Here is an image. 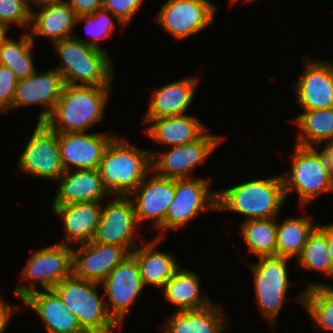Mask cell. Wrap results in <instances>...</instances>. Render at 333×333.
<instances>
[{"label":"cell","mask_w":333,"mask_h":333,"mask_svg":"<svg viewBox=\"0 0 333 333\" xmlns=\"http://www.w3.org/2000/svg\"><path fill=\"white\" fill-rule=\"evenodd\" d=\"M222 309L213 302L198 310L173 311L161 329L164 333H225L230 321Z\"/></svg>","instance_id":"obj_27"},{"label":"cell","mask_w":333,"mask_h":333,"mask_svg":"<svg viewBox=\"0 0 333 333\" xmlns=\"http://www.w3.org/2000/svg\"><path fill=\"white\" fill-rule=\"evenodd\" d=\"M318 226L326 233L327 235V242H328V250L329 256L333 266V222L319 224Z\"/></svg>","instance_id":"obj_42"},{"label":"cell","mask_w":333,"mask_h":333,"mask_svg":"<svg viewBox=\"0 0 333 333\" xmlns=\"http://www.w3.org/2000/svg\"><path fill=\"white\" fill-rule=\"evenodd\" d=\"M278 218L241 222L240 232L247 249L253 256H276Z\"/></svg>","instance_id":"obj_33"},{"label":"cell","mask_w":333,"mask_h":333,"mask_svg":"<svg viewBox=\"0 0 333 333\" xmlns=\"http://www.w3.org/2000/svg\"><path fill=\"white\" fill-rule=\"evenodd\" d=\"M57 183V193L51 206L104 201L111 196L103 186L98 169L67 170Z\"/></svg>","instance_id":"obj_24"},{"label":"cell","mask_w":333,"mask_h":333,"mask_svg":"<svg viewBox=\"0 0 333 333\" xmlns=\"http://www.w3.org/2000/svg\"><path fill=\"white\" fill-rule=\"evenodd\" d=\"M18 78L14 72L3 65H0V113L7 114L12 110L15 89Z\"/></svg>","instance_id":"obj_38"},{"label":"cell","mask_w":333,"mask_h":333,"mask_svg":"<svg viewBox=\"0 0 333 333\" xmlns=\"http://www.w3.org/2000/svg\"><path fill=\"white\" fill-rule=\"evenodd\" d=\"M83 22H85V32L87 33V36L89 35L88 39H84L82 36L79 38L76 34H74L73 37L90 47L104 52H107V50L104 49L105 47H102L99 42L109 37L112 38L114 30L117 29L114 23H118L121 28L120 30L122 31L126 27L117 17L103 8L92 14H82L77 16L75 24L78 25Z\"/></svg>","instance_id":"obj_35"},{"label":"cell","mask_w":333,"mask_h":333,"mask_svg":"<svg viewBox=\"0 0 333 333\" xmlns=\"http://www.w3.org/2000/svg\"><path fill=\"white\" fill-rule=\"evenodd\" d=\"M77 16L92 14L102 8L103 0H66Z\"/></svg>","instance_id":"obj_40"},{"label":"cell","mask_w":333,"mask_h":333,"mask_svg":"<svg viewBox=\"0 0 333 333\" xmlns=\"http://www.w3.org/2000/svg\"><path fill=\"white\" fill-rule=\"evenodd\" d=\"M59 56L57 69L71 85L111 87L115 81L113 62L109 52L90 47L74 37L54 42Z\"/></svg>","instance_id":"obj_4"},{"label":"cell","mask_w":333,"mask_h":333,"mask_svg":"<svg viewBox=\"0 0 333 333\" xmlns=\"http://www.w3.org/2000/svg\"><path fill=\"white\" fill-rule=\"evenodd\" d=\"M99 224L92 242L114 244L131 253L139 245L140 226L128 196H110L104 200Z\"/></svg>","instance_id":"obj_13"},{"label":"cell","mask_w":333,"mask_h":333,"mask_svg":"<svg viewBox=\"0 0 333 333\" xmlns=\"http://www.w3.org/2000/svg\"><path fill=\"white\" fill-rule=\"evenodd\" d=\"M174 195L175 179L158 176L152 171L128 196L132 201L138 224L141 226L144 222L150 221L151 230L158 229L165 221Z\"/></svg>","instance_id":"obj_16"},{"label":"cell","mask_w":333,"mask_h":333,"mask_svg":"<svg viewBox=\"0 0 333 333\" xmlns=\"http://www.w3.org/2000/svg\"><path fill=\"white\" fill-rule=\"evenodd\" d=\"M290 159L291 170L281 174L286 198L296 192L303 208L318 196L333 193V175L318 147L295 144Z\"/></svg>","instance_id":"obj_5"},{"label":"cell","mask_w":333,"mask_h":333,"mask_svg":"<svg viewBox=\"0 0 333 333\" xmlns=\"http://www.w3.org/2000/svg\"><path fill=\"white\" fill-rule=\"evenodd\" d=\"M290 121L300 130L296 136L297 145L319 148L333 139V107L302 111Z\"/></svg>","instance_id":"obj_31"},{"label":"cell","mask_w":333,"mask_h":333,"mask_svg":"<svg viewBox=\"0 0 333 333\" xmlns=\"http://www.w3.org/2000/svg\"><path fill=\"white\" fill-rule=\"evenodd\" d=\"M31 7L27 0H0V24L29 28Z\"/></svg>","instance_id":"obj_36"},{"label":"cell","mask_w":333,"mask_h":333,"mask_svg":"<svg viewBox=\"0 0 333 333\" xmlns=\"http://www.w3.org/2000/svg\"><path fill=\"white\" fill-rule=\"evenodd\" d=\"M35 8H31L28 31L33 42L38 36L46 38L51 44L73 37L77 15L66 0L43 3Z\"/></svg>","instance_id":"obj_21"},{"label":"cell","mask_w":333,"mask_h":333,"mask_svg":"<svg viewBox=\"0 0 333 333\" xmlns=\"http://www.w3.org/2000/svg\"><path fill=\"white\" fill-rule=\"evenodd\" d=\"M18 172L57 181L65 172L61 162L58 133L44 122H37L24 151L18 158Z\"/></svg>","instance_id":"obj_12"},{"label":"cell","mask_w":333,"mask_h":333,"mask_svg":"<svg viewBox=\"0 0 333 333\" xmlns=\"http://www.w3.org/2000/svg\"><path fill=\"white\" fill-rule=\"evenodd\" d=\"M217 6L210 0H167L155 20L175 40H185L214 23Z\"/></svg>","instance_id":"obj_11"},{"label":"cell","mask_w":333,"mask_h":333,"mask_svg":"<svg viewBox=\"0 0 333 333\" xmlns=\"http://www.w3.org/2000/svg\"><path fill=\"white\" fill-rule=\"evenodd\" d=\"M145 0H103L102 8L117 17L126 27L132 22Z\"/></svg>","instance_id":"obj_37"},{"label":"cell","mask_w":333,"mask_h":333,"mask_svg":"<svg viewBox=\"0 0 333 333\" xmlns=\"http://www.w3.org/2000/svg\"><path fill=\"white\" fill-rule=\"evenodd\" d=\"M224 135H215L207 130L192 143L168 147L167 150H151L152 171L164 178H194L191 172L204 164L211 154L224 142ZM165 150V151H164Z\"/></svg>","instance_id":"obj_10"},{"label":"cell","mask_w":333,"mask_h":333,"mask_svg":"<svg viewBox=\"0 0 333 333\" xmlns=\"http://www.w3.org/2000/svg\"><path fill=\"white\" fill-rule=\"evenodd\" d=\"M166 238L155 237L150 241L142 240L130 254L136 259L144 287L156 286L161 291L181 266L175 255L157 250V244L165 242ZM161 242V243H160Z\"/></svg>","instance_id":"obj_26"},{"label":"cell","mask_w":333,"mask_h":333,"mask_svg":"<svg viewBox=\"0 0 333 333\" xmlns=\"http://www.w3.org/2000/svg\"><path fill=\"white\" fill-rule=\"evenodd\" d=\"M294 298L304 307L315 328L333 332V287L327 282L308 281Z\"/></svg>","instance_id":"obj_29"},{"label":"cell","mask_w":333,"mask_h":333,"mask_svg":"<svg viewBox=\"0 0 333 333\" xmlns=\"http://www.w3.org/2000/svg\"><path fill=\"white\" fill-rule=\"evenodd\" d=\"M115 135L105 149L98 171L111 196H129L152 172V154Z\"/></svg>","instance_id":"obj_3"},{"label":"cell","mask_w":333,"mask_h":333,"mask_svg":"<svg viewBox=\"0 0 333 333\" xmlns=\"http://www.w3.org/2000/svg\"><path fill=\"white\" fill-rule=\"evenodd\" d=\"M309 215L286 216L283 221H277L276 256L296 261L302 253L310 233L318 225L313 221L312 215Z\"/></svg>","instance_id":"obj_30"},{"label":"cell","mask_w":333,"mask_h":333,"mask_svg":"<svg viewBox=\"0 0 333 333\" xmlns=\"http://www.w3.org/2000/svg\"><path fill=\"white\" fill-rule=\"evenodd\" d=\"M64 85L63 77L57 69L45 72L37 70L32 76L18 80L12 111L19 107L42 106L37 122H44L53 112Z\"/></svg>","instance_id":"obj_17"},{"label":"cell","mask_w":333,"mask_h":333,"mask_svg":"<svg viewBox=\"0 0 333 333\" xmlns=\"http://www.w3.org/2000/svg\"><path fill=\"white\" fill-rule=\"evenodd\" d=\"M198 77L187 76L161 85L151 92L144 118H160L188 114L195 99Z\"/></svg>","instance_id":"obj_23"},{"label":"cell","mask_w":333,"mask_h":333,"mask_svg":"<svg viewBox=\"0 0 333 333\" xmlns=\"http://www.w3.org/2000/svg\"><path fill=\"white\" fill-rule=\"evenodd\" d=\"M322 150L321 153L324 156L326 165L328 166V169L330 170L331 174L333 175V139L330 141H327L320 145Z\"/></svg>","instance_id":"obj_41"},{"label":"cell","mask_w":333,"mask_h":333,"mask_svg":"<svg viewBox=\"0 0 333 333\" xmlns=\"http://www.w3.org/2000/svg\"><path fill=\"white\" fill-rule=\"evenodd\" d=\"M21 303L41 318L45 333H85L74 313L53 289L32 292Z\"/></svg>","instance_id":"obj_22"},{"label":"cell","mask_w":333,"mask_h":333,"mask_svg":"<svg viewBox=\"0 0 333 333\" xmlns=\"http://www.w3.org/2000/svg\"><path fill=\"white\" fill-rule=\"evenodd\" d=\"M244 2H250V1H256V0H243ZM228 2H229V6H233V5H235V4H237V2L239 3V2H241V0H228Z\"/></svg>","instance_id":"obj_45"},{"label":"cell","mask_w":333,"mask_h":333,"mask_svg":"<svg viewBox=\"0 0 333 333\" xmlns=\"http://www.w3.org/2000/svg\"><path fill=\"white\" fill-rule=\"evenodd\" d=\"M281 174L250 179L218 190L217 211H231L248 220L278 218L286 200Z\"/></svg>","instance_id":"obj_2"},{"label":"cell","mask_w":333,"mask_h":333,"mask_svg":"<svg viewBox=\"0 0 333 333\" xmlns=\"http://www.w3.org/2000/svg\"><path fill=\"white\" fill-rule=\"evenodd\" d=\"M296 264L302 270L320 272L328 278H333L327 235L318 225L310 233L302 253L296 259Z\"/></svg>","instance_id":"obj_34"},{"label":"cell","mask_w":333,"mask_h":333,"mask_svg":"<svg viewBox=\"0 0 333 333\" xmlns=\"http://www.w3.org/2000/svg\"><path fill=\"white\" fill-rule=\"evenodd\" d=\"M100 285L104 290L105 305L110 317L122 328L129 309L145 288L138 262L129 254Z\"/></svg>","instance_id":"obj_14"},{"label":"cell","mask_w":333,"mask_h":333,"mask_svg":"<svg viewBox=\"0 0 333 333\" xmlns=\"http://www.w3.org/2000/svg\"><path fill=\"white\" fill-rule=\"evenodd\" d=\"M112 88L65 84L53 112L44 123L57 133L91 132L90 128L106 117Z\"/></svg>","instance_id":"obj_1"},{"label":"cell","mask_w":333,"mask_h":333,"mask_svg":"<svg viewBox=\"0 0 333 333\" xmlns=\"http://www.w3.org/2000/svg\"><path fill=\"white\" fill-rule=\"evenodd\" d=\"M103 201L69 203L51 206L52 213L62 222L61 244L76 246L93 240L99 224Z\"/></svg>","instance_id":"obj_20"},{"label":"cell","mask_w":333,"mask_h":333,"mask_svg":"<svg viewBox=\"0 0 333 333\" xmlns=\"http://www.w3.org/2000/svg\"><path fill=\"white\" fill-rule=\"evenodd\" d=\"M201 278L196 272L180 266L161 290L164 301L175 306V311L198 310L214 301L201 292Z\"/></svg>","instance_id":"obj_28"},{"label":"cell","mask_w":333,"mask_h":333,"mask_svg":"<svg viewBox=\"0 0 333 333\" xmlns=\"http://www.w3.org/2000/svg\"><path fill=\"white\" fill-rule=\"evenodd\" d=\"M130 253L121 246L96 242L72 246L73 275L101 283Z\"/></svg>","instance_id":"obj_18"},{"label":"cell","mask_w":333,"mask_h":333,"mask_svg":"<svg viewBox=\"0 0 333 333\" xmlns=\"http://www.w3.org/2000/svg\"><path fill=\"white\" fill-rule=\"evenodd\" d=\"M21 271L20 279L28 284L15 285L13 291L19 301L39 288L51 290L73 274L72 246L56 243L34 249Z\"/></svg>","instance_id":"obj_7"},{"label":"cell","mask_w":333,"mask_h":333,"mask_svg":"<svg viewBox=\"0 0 333 333\" xmlns=\"http://www.w3.org/2000/svg\"><path fill=\"white\" fill-rule=\"evenodd\" d=\"M148 126L143 133L157 144L174 147L188 144L199 139L208 129L206 125L192 115L184 114L178 116L144 118Z\"/></svg>","instance_id":"obj_25"},{"label":"cell","mask_w":333,"mask_h":333,"mask_svg":"<svg viewBox=\"0 0 333 333\" xmlns=\"http://www.w3.org/2000/svg\"><path fill=\"white\" fill-rule=\"evenodd\" d=\"M34 43L27 31L17 40L7 37L0 47V65L10 68L18 79L32 76L38 70L32 55Z\"/></svg>","instance_id":"obj_32"},{"label":"cell","mask_w":333,"mask_h":333,"mask_svg":"<svg viewBox=\"0 0 333 333\" xmlns=\"http://www.w3.org/2000/svg\"><path fill=\"white\" fill-rule=\"evenodd\" d=\"M99 283L75 277L63 279L53 290L76 316L85 333H114L120 327L110 317Z\"/></svg>","instance_id":"obj_6"},{"label":"cell","mask_w":333,"mask_h":333,"mask_svg":"<svg viewBox=\"0 0 333 333\" xmlns=\"http://www.w3.org/2000/svg\"><path fill=\"white\" fill-rule=\"evenodd\" d=\"M9 31L10 29L7 26L0 24V47L9 36L8 35Z\"/></svg>","instance_id":"obj_43"},{"label":"cell","mask_w":333,"mask_h":333,"mask_svg":"<svg viewBox=\"0 0 333 333\" xmlns=\"http://www.w3.org/2000/svg\"><path fill=\"white\" fill-rule=\"evenodd\" d=\"M303 73L292 85L303 111L333 107V62L304 55Z\"/></svg>","instance_id":"obj_15"},{"label":"cell","mask_w":333,"mask_h":333,"mask_svg":"<svg viewBox=\"0 0 333 333\" xmlns=\"http://www.w3.org/2000/svg\"><path fill=\"white\" fill-rule=\"evenodd\" d=\"M210 180L199 177L175 179L174 199L155 237L166 238L168 231L177 232L178 229L184 228L201 212L217 211L218 190L212 191Z\"/></svg>","instance_id":"obj_9"},{"label":"cell","mask_w":333,"mask_h":333,"mask_svg":"<svg viewBox=\"0 0 333 333\" xmlns=\"http://www.w3.org/2000/svg\"><path fill=\"white\" fill-rule=\"evenodd\" d=\"M27 1L29 3L30 7L34 8L35 6L43 4V3L56 2V1H60V0H27ZM33 5H34V7H33Z\"/></svg>","instance_id":"obj_44"},{"label":"cell","mask_w":333,"mask_h":333,"mask_svg":"<svg viewBox=\"0 0 333 333\" xmlns=\"http://www.w3.org/2000/svg\"><path fill=\"white\" fill-rule=\"evenodd\" d=\"M115 134L92 132L58 133L63 168L98 169L105 149Z\"/></svg>","instance_id":"obj_19"},{"label":"cell","mask_w":333,"mask_h":333,"mask_svg":"<svg viewBox=\"0 0 333 333\" xmlns=\"http://www.w3.org/2000/svg\"><path fill=\"white\" fill-rule=\"evenodd\" d=\"M24 307L16 304H10L8 300L3 296L2 291L0 292V333H5L9 322L17 314V312L24 311ZM23 309V310H21ZM20 310V311H19Z\"/></svg>","instance_id":"obj_39"},{"label":"cell","mask_w":333,"mask_h":333,"mask_svg":"<svg viewBox=\"0 0 333 333\" xmlns=\"http://www.w3.org/2000/svg\"><path fill=\"white\" fill-rule=\"evenodd\" d=\"M258 262L247 263L253 275L255 291L254 302L261 316L274 329L277 317L282 311L289 288L293 284L289 279V258L280 256L257 257Z\"/></svg>","instance_id":"obj_8"}]
</instances>
